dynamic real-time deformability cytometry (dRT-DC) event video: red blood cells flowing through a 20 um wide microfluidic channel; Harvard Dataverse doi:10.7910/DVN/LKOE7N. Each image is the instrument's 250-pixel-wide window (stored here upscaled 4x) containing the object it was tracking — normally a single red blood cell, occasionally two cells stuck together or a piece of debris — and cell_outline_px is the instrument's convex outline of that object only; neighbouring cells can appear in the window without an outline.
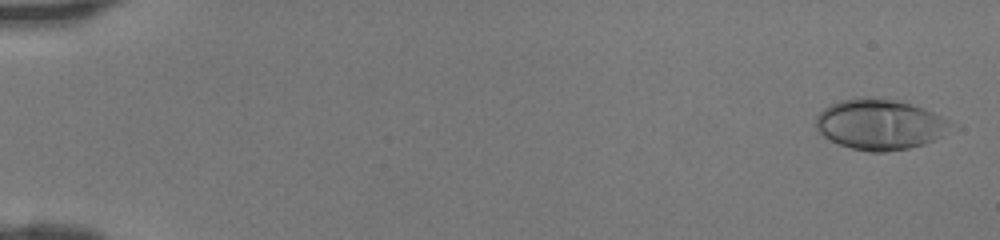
{"species": "human", "species_latin": "Homo sapiens", "temperature_condition": "room temperature", "stored_images_in_passage": 46, "camera_frame_rate_fps": 3000, "um_per_image_px": 0.085, "donor": {"sex": "female"}, "frame": {"image": 1, "passage_image": 2, "time_ms": 0.333, "image_size_px": [1000, 240], "cell_outline_px": [[948, 124], [944, 136], [924, 144], [908, 148], [884, 152], [868, 152], [852, 148], [840, 144], [816, 132], [816, 116], [824, 108], [840, 100], [860, 96], [868, 96], [896, 100], [924, 108], [948, 120]], "centroid_in_image_um": [74.73, 10.56], "position_along_channel_um": 10.3, "area_um2": 39.54}}
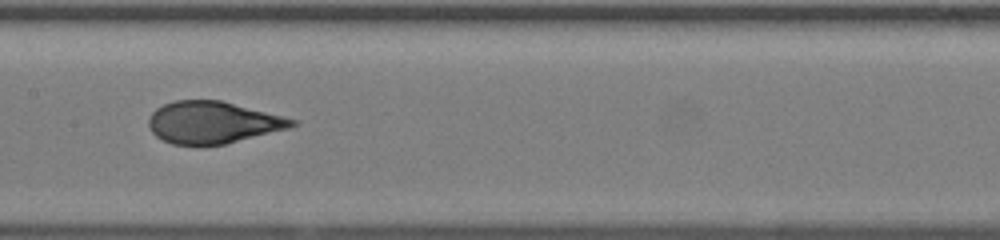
{"frame": {"image": 2, "passage_image": 25, "time_ms": 8.0, "image_size_px": [1000, 240], "cell_outline_px": [[300, 124], [288, 128], [224, 144], [196, 148], [172, 144], [156, 136], [152, 132], [148, 124], [148, 116], [156, 108], [164, 104], [176, 100], [220, 100], [300, 120]], "centroid_in_image_um": [18.07, 10.43], "position_along_channel_um": 189.3, "area_um2": 35.6}}
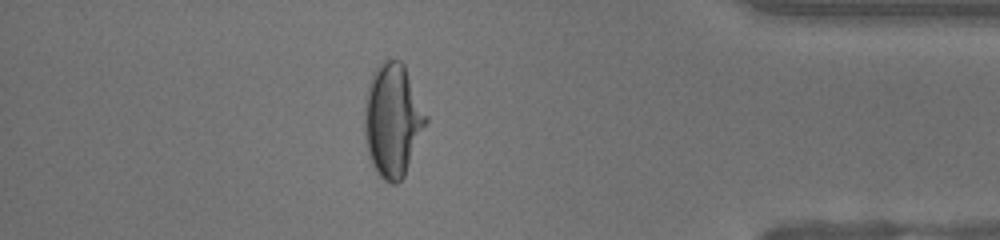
{"frame": {"image": 3, "passage_image": 41, "time_ms": 13.333, "image_size_px": [1000, 240], "cell_outline_px": [[428, 120], [404, 176], [396, 184], [392, 184], [384, 180], [376, 172], [368, 156], [364, 136], [364, 100], [368, 84], [372, 72], [384, 60], [400, 60], [404, 64], [428, 116]], "centroid_in_image_um": [33.36, 10.21], "position_along_channel_um": 401.8, "area_um2": 40.81}}